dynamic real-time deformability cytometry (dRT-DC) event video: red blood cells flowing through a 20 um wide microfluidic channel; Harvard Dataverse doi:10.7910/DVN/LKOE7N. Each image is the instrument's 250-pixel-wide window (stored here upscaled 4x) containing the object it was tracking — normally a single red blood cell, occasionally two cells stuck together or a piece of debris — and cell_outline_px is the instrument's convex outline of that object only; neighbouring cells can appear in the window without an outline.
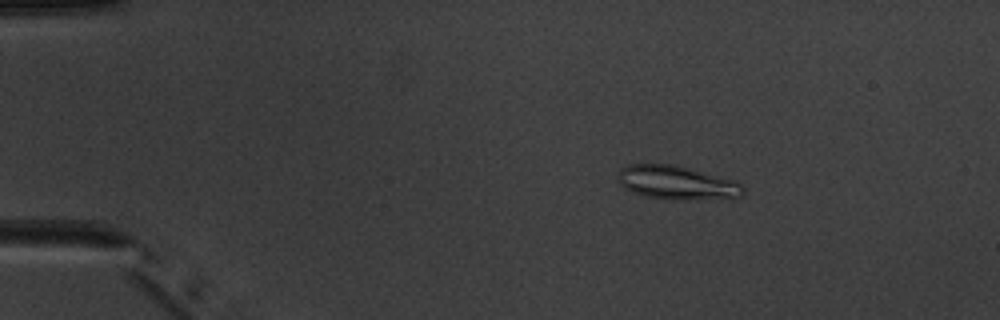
{"species": "common noctule bat (a hibernating species)", "species_latin": "Nyctalus noctula", "temperature_condition": "warm", "stored_images_in_passage": 4, "camera_frame_rate_fps": 3000, "um_per_image_px": 0.085, "animal": {"sex": "male", "body_mass_g": 20.1, "forearm_length_mm": 53.5}, "frame": {"image": 1, "passage_image": 2, "time_ms": 1.333, "image_size_px": [1000, 320], "cell_outline_px": [[744, 192], [740, 196], [696, 200], [672, 200], [644, 196], [632, 192], [624, 188], [616, 180], [620, 168], [628, 164], [676, 164], [736, 180], [744, 188]], "centroid_in_image_um": [57.49, 15.52], "position_along_channel_um": 27.5, "area_um2": 25.03}}